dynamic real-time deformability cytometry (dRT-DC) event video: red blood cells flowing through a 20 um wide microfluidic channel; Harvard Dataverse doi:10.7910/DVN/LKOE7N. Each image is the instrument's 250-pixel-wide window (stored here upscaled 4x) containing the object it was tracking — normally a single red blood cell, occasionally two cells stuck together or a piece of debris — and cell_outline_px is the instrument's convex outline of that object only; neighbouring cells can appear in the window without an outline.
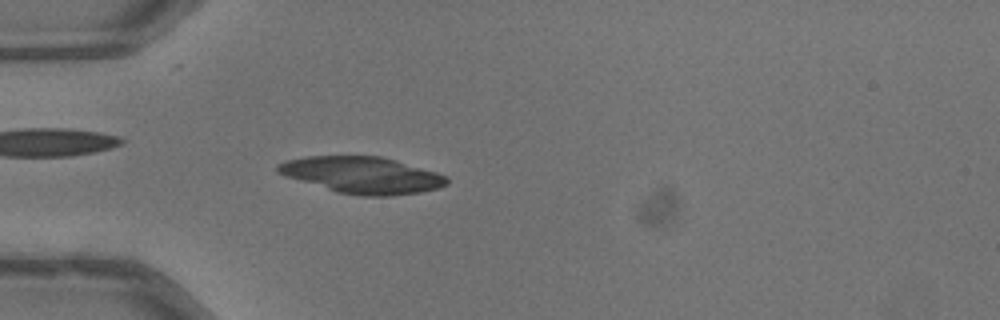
{"species": "common noctule bat (a hibernating species)", "species_latin": "Nyctalus noctula", "temperature_condition": "warm", "stored_images_in_passage": 51, "camera_frame_rate_fps": 3000, "um_per_image_px": 0.085, "animal": {"sex": "male", "body_mass_g": 13.3}, "frame": {"image": 1, "passage_image": 15, "time_ms": 4.667, "image_size_px": [1000, 320], "cell_outline_px": [[448, 184], [436, 188], [420, 192], [388, 196], [364, 196], [336, 192], [276, 172], [276, 164], [284, 160], [308, 156], [380, 156], [396, 160], [436, 172], [448, 176]], "centroid_in_image_um": [30.78, 14.87], "position_along_channel_um": 54.2, "area_um2": 35.84}}
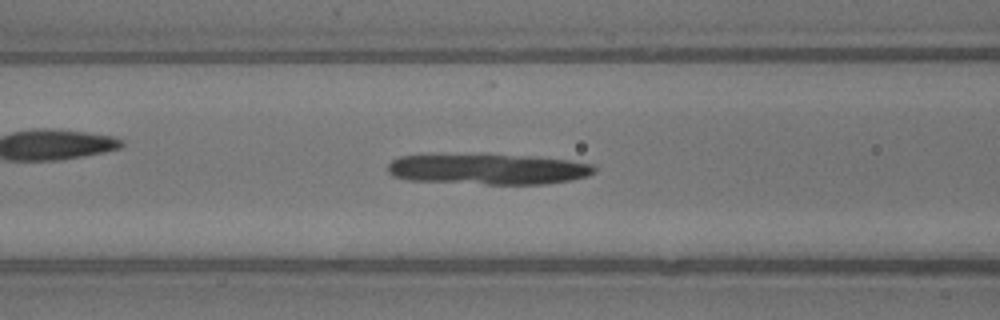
{"frame": {"image": 2, "passage_image": 21, "time_ms": 6.667, "image_size_px": [1000, 320], "cell_outline_px": [[596, 172], [588, 176], [572, 180], [544, 184], [484, 184], [408, 180], [392, 176], [388, 172], [388, 164], [392, 160], [400, 156], [528, 156], [568, 160], [592, 164], [596, 168]], "centroid_in_image_um": [41.54, 14.41], "position_along_channel_um": 125.1, "area_um2": 36.13}}